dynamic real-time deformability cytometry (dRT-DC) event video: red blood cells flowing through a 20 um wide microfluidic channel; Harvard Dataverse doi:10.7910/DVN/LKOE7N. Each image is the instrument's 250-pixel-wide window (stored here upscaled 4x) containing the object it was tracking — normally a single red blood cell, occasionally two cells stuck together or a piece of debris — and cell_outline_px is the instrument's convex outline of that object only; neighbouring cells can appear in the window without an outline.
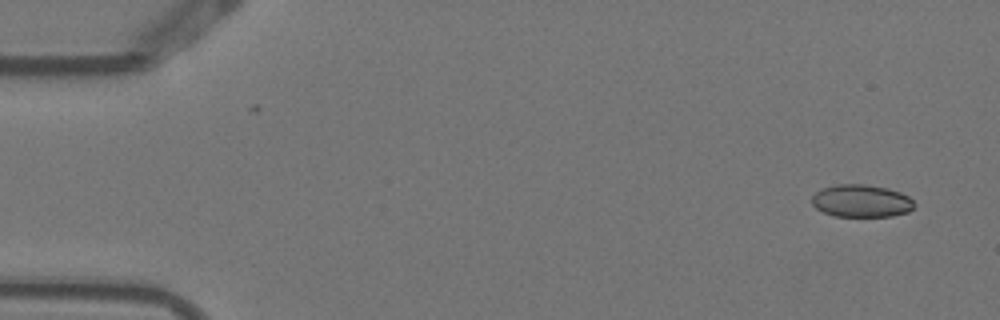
{"species": "Egyptian fruit bat (a non-hibernating species)", "species_latin": "Rousettus aegyptiacus", "temperature_condition": "warm", "stored_images_in_passage": 5, "camera_frame_rate_fps": 3000, "um_per_image_px": 0.085, "animal": {"sex": "female"}, "frame": {"image": 1, "passage_image": 1, "time_ms": 0.0, "image_size_px": [1000, 320], "cell_outline_px": [[916, 204], [908, 212], [892, 216], [832, 216], [816, 208], [812, 204], [812, 196], [816, 192], [824, 188], [840, 184], [864, 184], [888, 188], [900, 192], [908, 196]], "centroid_in_image_um": [73.23, 17.08], "position_along_channel_um": 11.8, "area_um2": 19.36}}
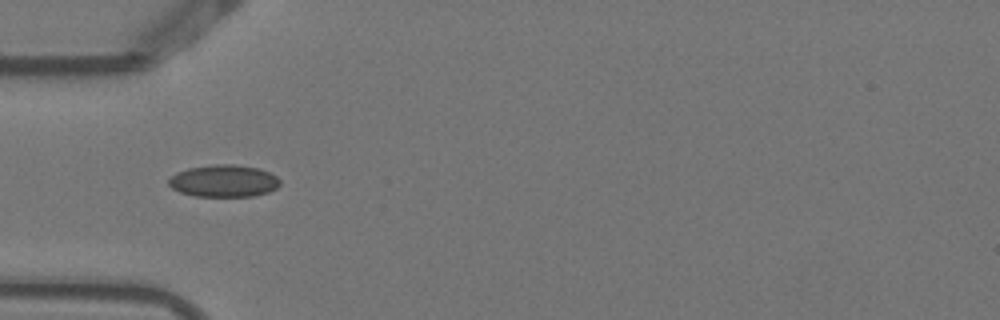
{"frame": {"image": 2, "passage_image": 5, "time_ms": 1.333, "image_size_px": [1000, 320], "cell_outline_px": [[280, 184], [276, 188], [268, 192], [252, 196], [196, 196], [180, 192], [172, 188], [168, 184], [168, 180], [176, 172], [188, 168], [212, 164], [236, 164], [260, 168], [276, 176], [280, 180]], "centroid_in_image_um": [19.02, 15.37], "position_along_channel_um": 66.0, "area_um2": 20.92}}